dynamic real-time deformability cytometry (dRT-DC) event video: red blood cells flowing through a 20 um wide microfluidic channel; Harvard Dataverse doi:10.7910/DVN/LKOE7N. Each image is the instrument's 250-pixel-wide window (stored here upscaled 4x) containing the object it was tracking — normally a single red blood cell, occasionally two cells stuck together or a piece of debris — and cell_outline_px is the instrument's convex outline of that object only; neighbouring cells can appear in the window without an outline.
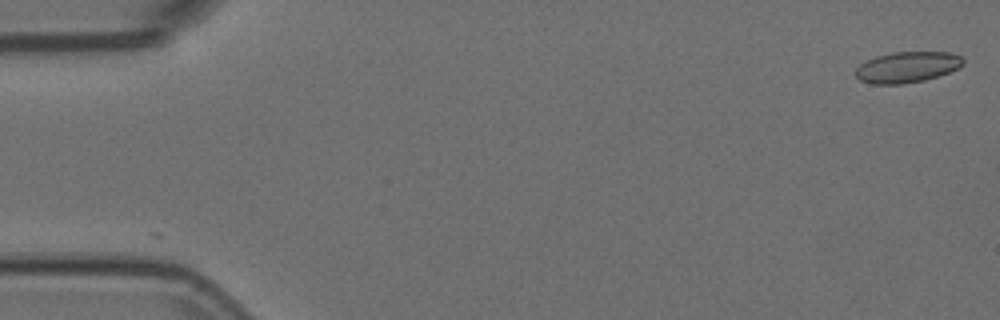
{"species": "Egyptian fruit bat (a non-hibernating species)", "species_latin": "Rousettus aegyptiacus", "temperature_condition": "room temperature", "stored_images_in_passage": 2, "camera_frame_rate_fps": 3000, "um_per_image_px": 0.085, "animal": {"sex": "female"}, "frame": {"image": 1, "passage_image": 1, "time_ms": 0.0, "image_size_px": [1000, 320], "cell_outline_px": [[964, 64], [960, 68], [924, 80], [904, 84], [872, 84], [860, 80], [856, 76], [856, 68], [860, 64], [876, 56], [892, 52], [952, 52], [964, 56]], "centroid_in_image_um": [77.15, 5.7], "position_along_channel_um": 7.8, "area_um2": 19.48}}